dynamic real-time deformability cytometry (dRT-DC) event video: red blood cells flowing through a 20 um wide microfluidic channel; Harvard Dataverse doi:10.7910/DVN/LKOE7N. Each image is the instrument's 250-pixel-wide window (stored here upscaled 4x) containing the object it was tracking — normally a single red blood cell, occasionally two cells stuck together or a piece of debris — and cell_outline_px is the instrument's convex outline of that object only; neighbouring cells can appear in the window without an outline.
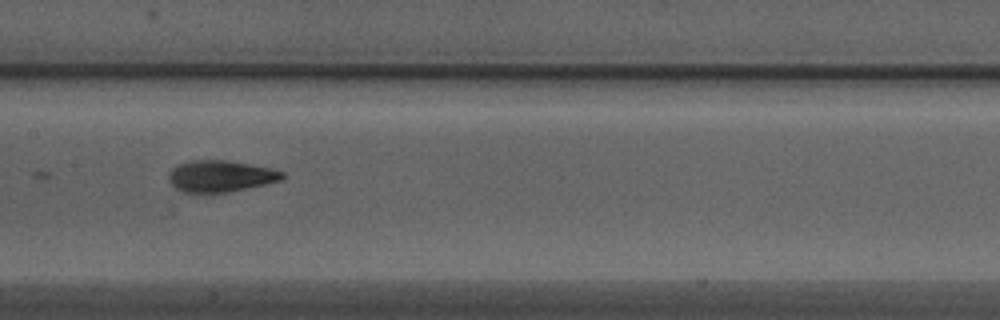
{"species": "Egyptian fruit bat (a non-hibernating species)", "species_latin": "Rousettus aegyptiacus", "temperature_condition": "warm", "stored_images_in_passage": 9, "camera_frame_rate_fps": 3000, "um_per_image_px": 0.085, "animal": {"sex": "male"}, "frame": {"image": 1, "passage_image": 8, "time_ms": 2.333, "image_size_px": [1000, 320], "cell_outline_px": [[284, 176], [280, 180], [264, 184], [228, 192], [184, 192], [176, 188], [168, 180], [168, 176], [172, 168], [180, 164], [192, 160], [228, 160], [272, 168], [284, 172]], "centroid_in_image_um": [18.74, 14.96], "position_along_channel_um": 188.7, "area_um2": 20.63}}
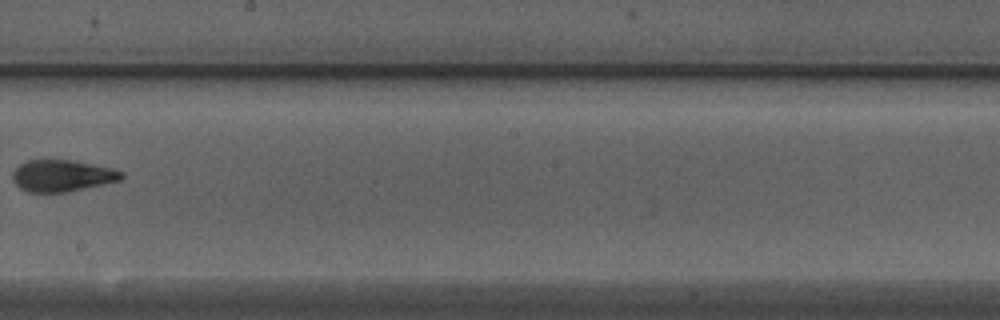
{"frame": {"image": 2, "passage_image": 9, "time_ms": 2.667, "image_size_px": [1000, 320], "cell_outline_px": [[124, 176], [120, 180], [68, 192], [28, 192], [20, 188], [12, 180], [12, 172], [20, 164], [28, 160], [76, 160], [112, 168], [124, 172]], "centroid_in_image_um": [5.28, 14.93], "position_along_channel_um": 242.9, "area_um2": 20.17}}